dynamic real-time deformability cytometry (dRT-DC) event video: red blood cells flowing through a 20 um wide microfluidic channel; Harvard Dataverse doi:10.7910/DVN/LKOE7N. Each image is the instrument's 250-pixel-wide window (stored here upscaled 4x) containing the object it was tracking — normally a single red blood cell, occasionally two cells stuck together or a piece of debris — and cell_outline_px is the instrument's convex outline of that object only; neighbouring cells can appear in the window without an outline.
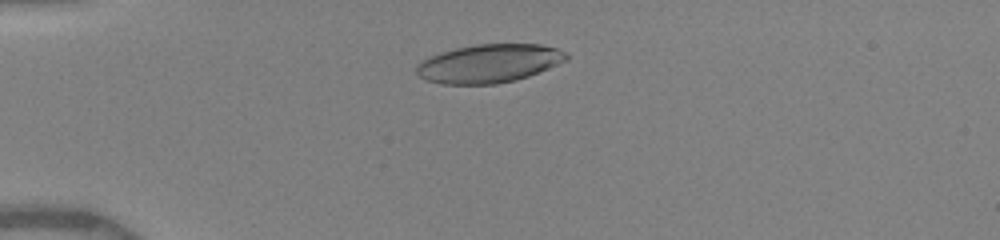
{"species": "human", "species_latin": "Homo sapiens", "temperature_condition": "warm", "stored_images_in_passage": 67, "camera_frame_rate_fps": 3000, "um_per_image_px": 0.085, "donor": {"sex": "female"}, "frame": {"image": 1, "passage_image": 11, "time_ms": 3.0, "image_size_px": [1000, 240], "cell_outline_px": [[568, 60], [528, 76], [516, 80], [496, 84], [440, 84], [424, 80], [416, 72], [416, 64], [420, 60], [428, 56], [440, 52], [456, 48], [476, 44], [540, 44], [556, 48], [564, 52], [568, 56]], "centroid_in_image_um": [41.51, 5.4], "position_along_channel_um": 43.5, "area_um2": 33.76}}
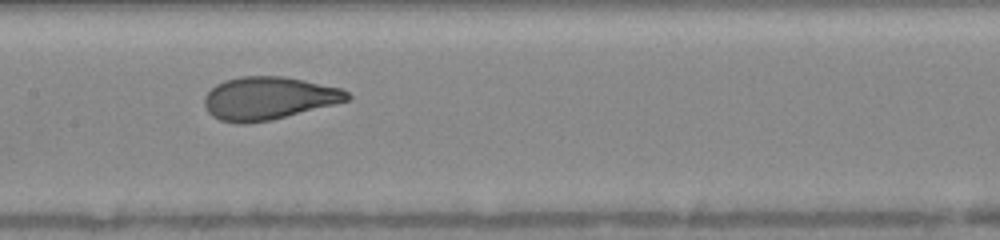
{"frame": {"image": 2, "passage_image": 25, "time_ms": 7.333, "image_size_px": [1000, 240], "cell_outline_px": [[352, 96], [348, 100], [272, 120], [244, 124], [240, 124], [220, 120], [212, 116], [208, 112], [204, 104], [204, 96], [216, 84], [224, 80], [240, 76], [284, 76], [304, 80], [340, 88], [348, 92]], "centroid_in_image_um": [22.79, 8.35], "position_along_channel_um": 184.6, "area_um2": 35.6}}
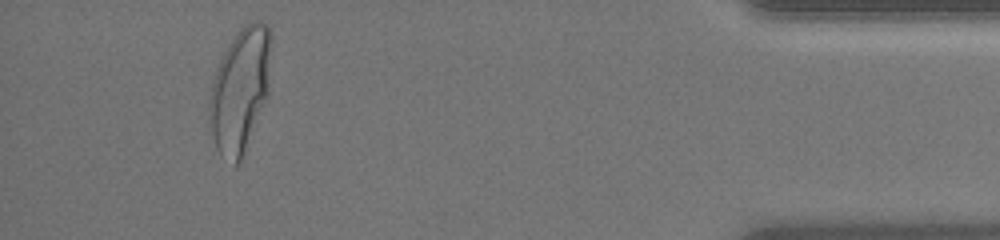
{"frame": {"image": 3, "passage_image": 61, "time_ms": 14.333, "image_size_px": [1000, 240], "cell_outline_px": [[272, 40], [268, 92], [244, 160], [236, 164], [220, 152], [216, 148], [208, 112], [208, 100], [216, 68], [228, 44], [240, 28], [248, 20], [260, 20], [268, 24], [272, 32]], "centroid_in_image_um": [20.44, 7.59], "position_along_channel_um": 414.8, "area_um2": 45.2}, "authors_computed_cell_mechanics": {"area_um2": 35.6048, "velocity_mm_per_s": 4.0264, "shape_relaxation_time_tau1_ms": 3.7125, "shape_relaxation_time_tau2_ms": null, "deformation_change_tau1": 0.1788, "deformation_change_tau2": null}}